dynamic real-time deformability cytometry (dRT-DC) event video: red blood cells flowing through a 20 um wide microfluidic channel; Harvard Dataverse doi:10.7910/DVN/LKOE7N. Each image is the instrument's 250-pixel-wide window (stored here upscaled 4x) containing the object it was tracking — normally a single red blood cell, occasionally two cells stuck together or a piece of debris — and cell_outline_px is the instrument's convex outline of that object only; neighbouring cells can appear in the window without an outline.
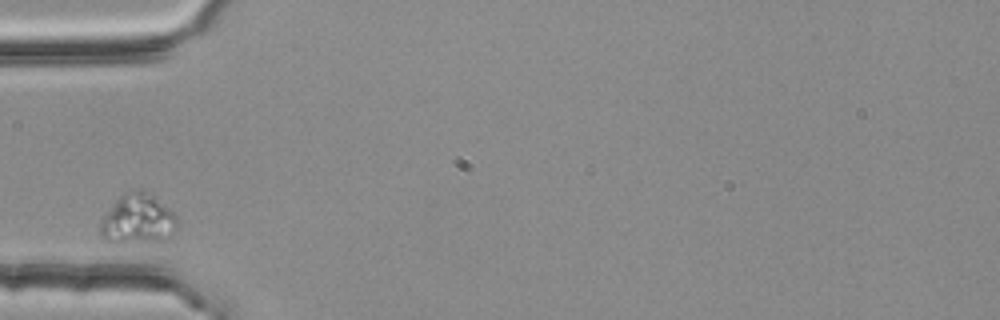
{"species": "common noctule bat (a hibernating species)", "species_latin": "Nyctalus noctula", "temperature_condition": "room temperature", "stored_images_in_passage": 1, "camera_frame_rate_fps": 3000, "um_per_image_px": 0.085, "animal": {"sex": "female", "body_mass_g": 25.1}, "frame": {"image": 1, "passage_image": 1, "time_ms": 0.0, "image_size_px": [1000, 320], "cell_outline_px": [[176, 224], [172, 232], [164, 240], [104, 240], [100, 232], [100, 220], [116, 200], [128, 188], [140, 188], [152, 196], [172, 212], [176, 216]], "centroid_in_image_um": [11.66, 18.55], "position_along_channel_um": 73.3, "area_um2": 21.39}}